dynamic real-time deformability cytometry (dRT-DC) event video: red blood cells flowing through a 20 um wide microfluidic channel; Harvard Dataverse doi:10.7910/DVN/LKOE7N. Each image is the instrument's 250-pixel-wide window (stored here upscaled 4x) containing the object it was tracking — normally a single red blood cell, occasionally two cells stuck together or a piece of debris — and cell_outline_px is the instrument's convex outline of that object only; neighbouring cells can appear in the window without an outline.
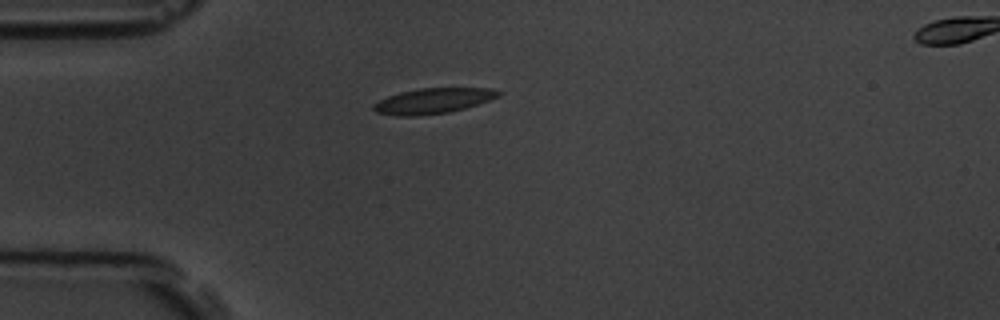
{"species": "common noctule bat (a hibernating species)", "species_latin": "Nyctalus noctula", "temperature_condition": "room temperature", "stored_images_in_passage": 2, "segment_of_instrument_passage": [1, 2], "camera_frame_rate_fps": 3000, "um_per_image_px": 0.085, "animal": {"sex": "male", "body_mass_g": 19.5, "forearm_length_mm": 54.6}, "frame": {"image": 1, "passage_image": 1, "time_ms": 0.0, "image_size_px": [1000, 320], "cell_outline_px": [[504, 92], [500, 96], [464, 108], [448, 112], [416, 116], [396, 116], [376, 112], [372, 108], [372, 104], [388, 96], [400, 92], [420, 88], [488, 88]], "centroid_in_image_um": [36.79, 8.57], "position_along_channel_um": 48.2, "area_um2": 18.38}}